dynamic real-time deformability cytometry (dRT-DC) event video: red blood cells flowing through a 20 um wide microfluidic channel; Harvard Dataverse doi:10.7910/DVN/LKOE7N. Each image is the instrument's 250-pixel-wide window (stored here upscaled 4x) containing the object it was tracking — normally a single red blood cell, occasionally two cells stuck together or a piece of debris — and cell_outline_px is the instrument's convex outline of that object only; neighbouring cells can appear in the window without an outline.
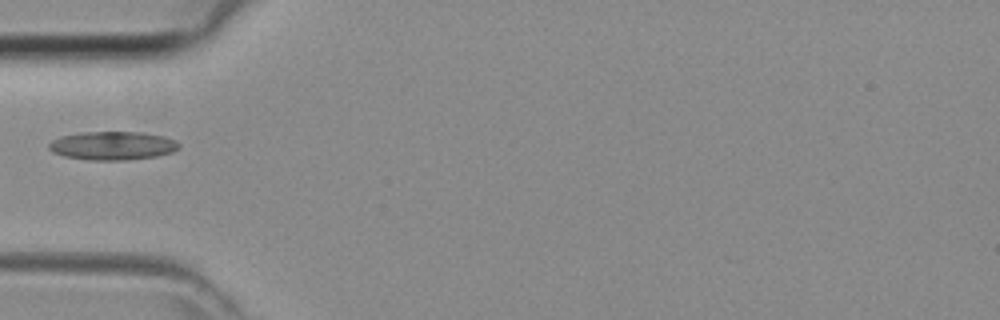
{"species": "common noctule bat (a hibernating species)", "species_latin": "Nyctalus noctula", "temperature_condition": "room temperature", "stored_images_in_passage": 28, "camera_frame_rate_fps": 3000, "um_per_image_px": 0.085, "animal": {"sex": "female", "body_mass_g": 29.2, "forearm_length_mm": 56.3}, "frame": {"image": 1, "passage_image": 1, "time_ms": 0.0, "image_size_px": [1000, 320], "cell_outline_px": [[180, 148], [172, 152], [156, 156], [124, 160], [88, 160], [64, 156], [52, 152], [48, 148], [48, 144], [52, 140], [60, 136], [84, 132], [140, 132], [164, 136], [176, 140], [180, 144]], "centroid_in_image_um": [9.57, 12.38], "position_along_channel_um": 75.4, "area_um2": 21.68}}
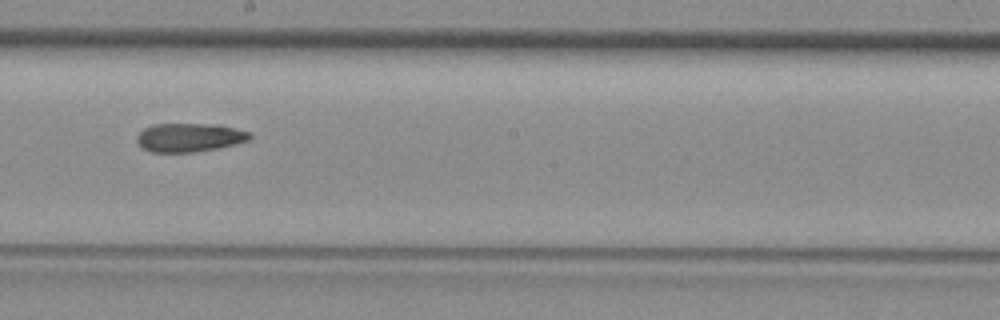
{"frame": {"image": 2, "passage_image": 11, "time_ms": 3.333, "image_size_px": [1000, 320], "cell_outline_px": [[252, 136], [248, 140], [216, 148], [192, 152], [152, 152], [144, 148], [136, 140], [136, 136], [144, 128], [152, 124], [220, 124], [252, 132]], "centroid_in_image_um": [16.11, 11.66], "position_along_channel_um": 232.1, "area_um2": 18.79}}
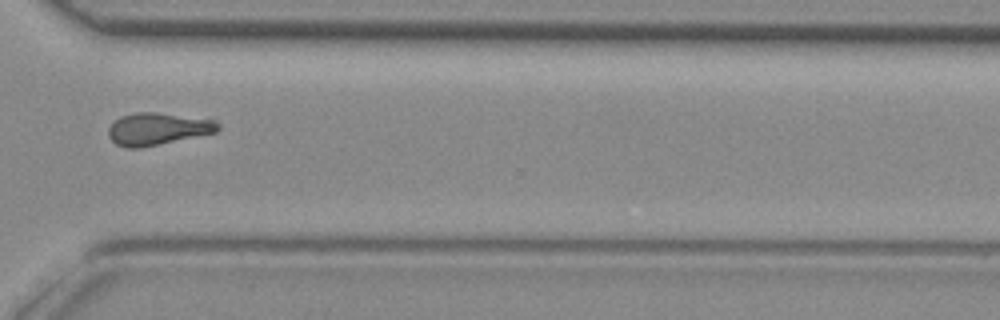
{"frame": {"image": 3, "passage_image": 19, "time_ms": 6.0, "image_size_px": [1000, 320], "cell_outline_px": [[220, 128], [216, 132], [140, 148], [128, 148], [116, 144], [108, 136], [108, 128], [120, 116], [136, 112], [156, 112], [216, 120], [220, 124]], "centroid_in_image_um": [13.4, 10.95], "position_along_channel_um": 357.2, "area_um2": 20.46}}